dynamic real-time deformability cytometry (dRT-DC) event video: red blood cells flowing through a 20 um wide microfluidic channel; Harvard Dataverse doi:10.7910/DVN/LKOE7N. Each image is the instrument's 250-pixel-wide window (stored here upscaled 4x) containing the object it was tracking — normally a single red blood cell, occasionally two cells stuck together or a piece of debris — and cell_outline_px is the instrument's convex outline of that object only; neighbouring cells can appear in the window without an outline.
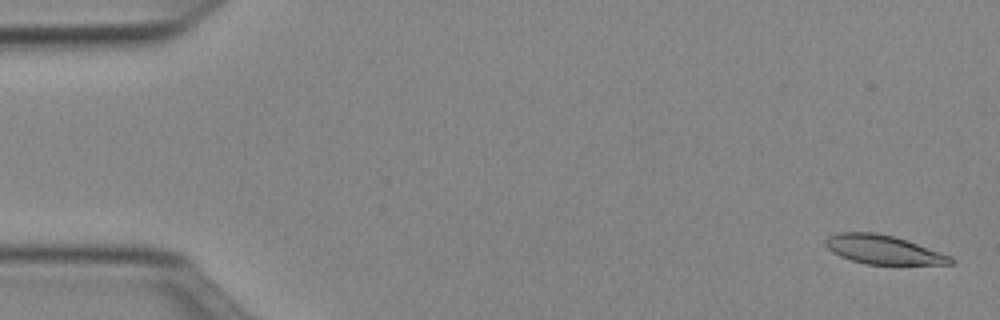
{"species": "Egyptian fruit bat (a non-hibernating species)", "species_latin": "Rousettus aegyptiacus", "temperature_condition": "cold", "stored_images_in_passage": 51, "camera_frame_rate_fps": 3000, "um_per_image_px": 0.085, "animal": {"sex": "female"}, "frame": {"image": 1, "passage_image": 2, "time_ms": 0.333, "image_size_px": [1000, 320], "cell_outline_px": [[956, 260], [952, 264], [864, 264], [840, 256], [832, 252], [824, 244], [824, 240], [828, 236], [840, 232], [876, 232], [892, 236], [952, 256]], "centroid_in_image_um": [75.04, 21.22], "position_along_channel_um": 10.0, "area_um2": 20.87}}
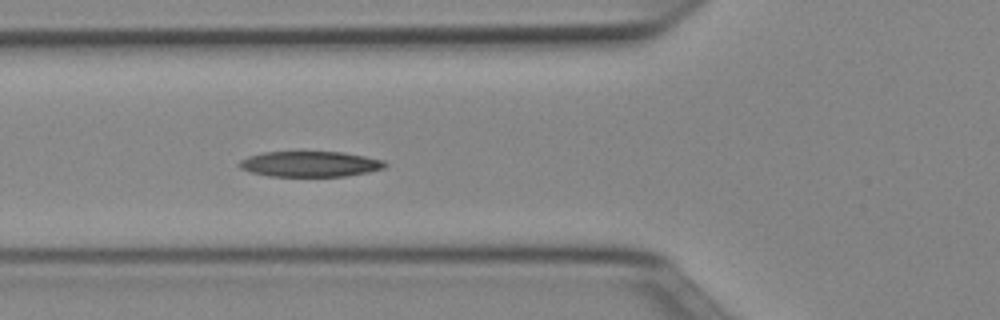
{"frame": {"image": 2, "passage_image": 19, "time_ms": 6.0, "image_size_px": [1000, 320], "cell_outline_px": [[388, 164], [384, 168], [368, 172], [344, 176], [268, 176], [252, 172], [240, 168], [236, 164], [240, 160], [248, 156], [264, 152], [344, 152], [384, 160]], "centroid_in_image_um": [26.34, 13.94], "position_along_channel_um": 99.5, "area_um2": 21.68}}
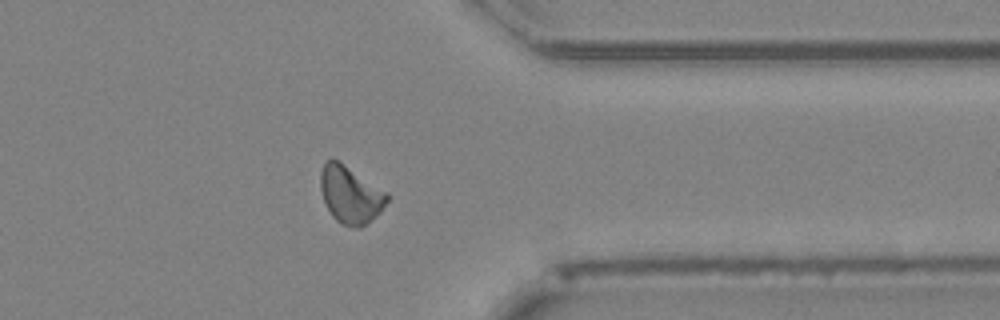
{"frame": {"image": 3, "passage_image": 41, "time_ms": 13.333, "image_size_px": [1000, 320], "cell_outline_px": [[388, 200], [380, 212], [368, 224], [360, 228], [356, 228], [340, 224], [332, 216], [324, 200], [320, 188], [320, 172], [324, 164], [328, 160], [336, 160], [388, 192]], "centroid_in_image_um": [29.79, 16.59], "position_along_channel_um": 381.6, "area_um2": 22.02}, "authors_computed_cell_mechanics": {"area_um2": 21.7328, "velocity_mm_per_s": 3.9642, "shape_relaxation_time_tau1_ms": 4.423, "shape_relaxation_time_tau2_ms": null, "deformation_change_tau1": 0.1522, "deformation_change_tau2": null}}